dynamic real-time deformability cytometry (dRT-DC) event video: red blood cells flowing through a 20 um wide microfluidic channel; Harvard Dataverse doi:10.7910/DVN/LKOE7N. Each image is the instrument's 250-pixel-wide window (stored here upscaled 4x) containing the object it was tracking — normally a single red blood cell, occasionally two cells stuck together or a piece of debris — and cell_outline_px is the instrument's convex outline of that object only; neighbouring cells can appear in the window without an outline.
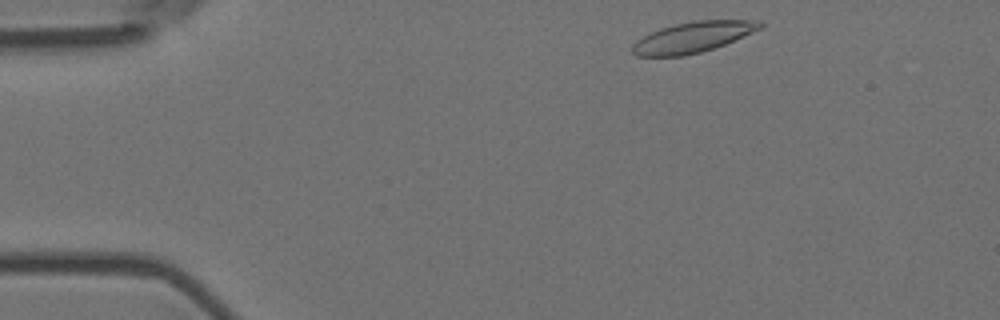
{"species": "Egyptian fruit bat (a non-hibernating species)", "species_latin": "Rousettus aegyptiacus", "temperature_condition": "room temperature", "stored_images_in_passage": 7, "camera_frame_rate_fps": 3000, "um_per_image_px": 0.085, "animal": {"sex": "female"}, "frame": {"image": 1, "passage_image": 1, "time_ms": 0.0, "image_size_px": [1000, 320], "cell_outline_px": [[764, 24], [760, 28], [724, 44], [700, 52], [684, 56], [636, 56], [632, 52], [632, 44], [636, 40], [660, 28], [692, 20], [760, 20]], "centroid_in_image_um": [58.85, 3.15], "position_along_channel_um": 26.1, "area_um2": 22.54}}
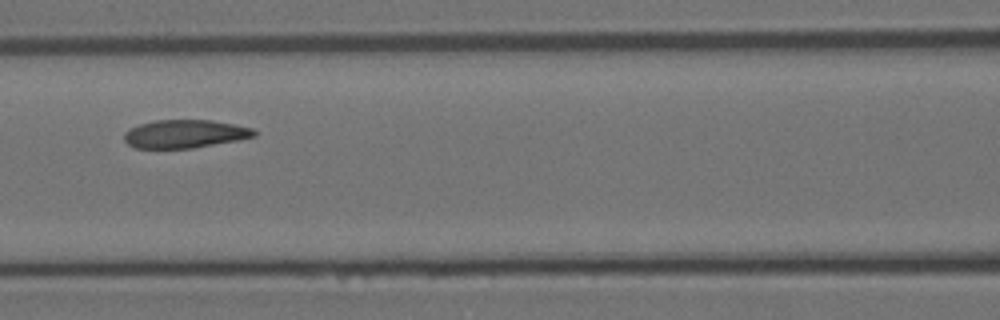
{"frame": {"image": 2, "passage_image": 5, "time_ms": 1.333, "image_size_px": [1000, 320], "cell_outline_px": [[256, 136], [236, 140], [192, 148], [136, 148], [128, 144], [124, 140], [124, 132], [140, 124], [156, 120], [212, 120], [252, 128], [256, 132]], "centroid_in_image_um": [15.69, 11.38], "position_along_channel_um": 150.9, "area_um2": 21.1}}
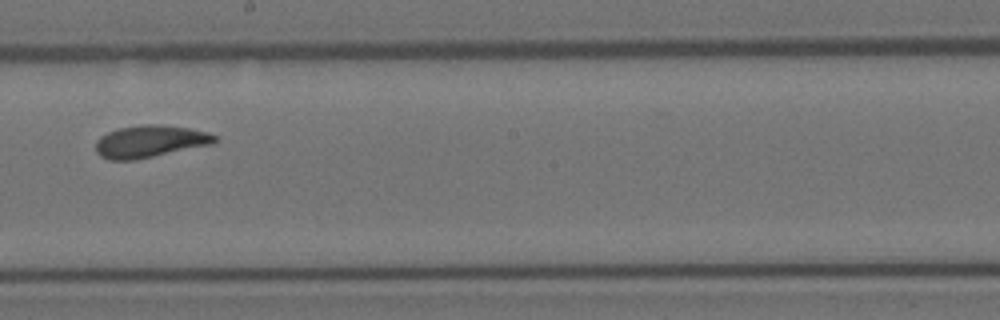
{"frame": {"image": 3, "passage_image": 7, "time_ms": 2.0, "image_size_px": [1000, 320], "cell_outline_px": [[220, 140], [212, 144], [132, 160], [108, 160], [100, 156], [96, 152], [96, 140], [100, 136], [108, 132], [120, 128], [144, 124], [160, 124], [188, 128], [208, 132], [216, 136]], "centroid_in_image_um": [12.74, 12.01], "position_along_channel_um": 235.5, "area_um2": 22.2}}